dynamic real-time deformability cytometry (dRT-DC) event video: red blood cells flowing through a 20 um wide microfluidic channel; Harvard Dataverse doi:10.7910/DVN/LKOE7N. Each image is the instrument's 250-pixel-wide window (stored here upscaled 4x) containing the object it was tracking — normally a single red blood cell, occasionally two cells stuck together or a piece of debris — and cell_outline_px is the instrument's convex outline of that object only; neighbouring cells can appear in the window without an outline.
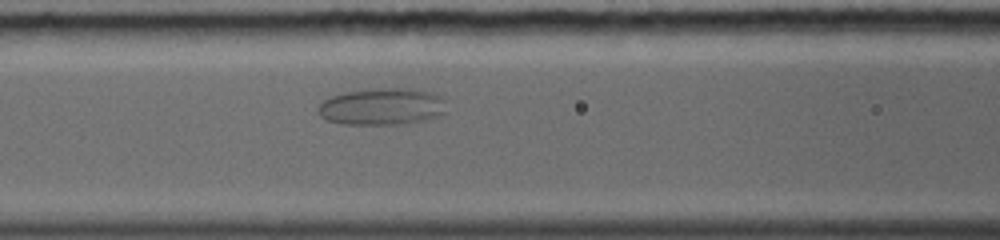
{"species": "common noctule bat (a hibernating species)", "species_latin": "Nyctalus noctula", "temperature_condition": "warm", "stored_images_in_passage": 62, "camera_frame_rate_fps": 5000, "um_per_image_px": 0.085, "animal": {"sex": "female", "body_mass_g": 19.0, "forearm_length_mm": 56.7}, "frame": {"image": 1, "passage_image": 23, "time_ms": 4.4, "image_size_px": [1000, 240], "cell_outline_px": [[448, 100], [444, 112], [440, 116], [424, 120], [404, 124], [344, 124], [328, 120], [320, 116], [316, 112], [316, 108], [324, 100], [332, 96], [344, 92], [380, 88], [408, 88], [432, 92]], "centroid_in_image_um": [32.5, 9.06], "position_along_channel_um": 134.1, "area_um2": 27.86}}
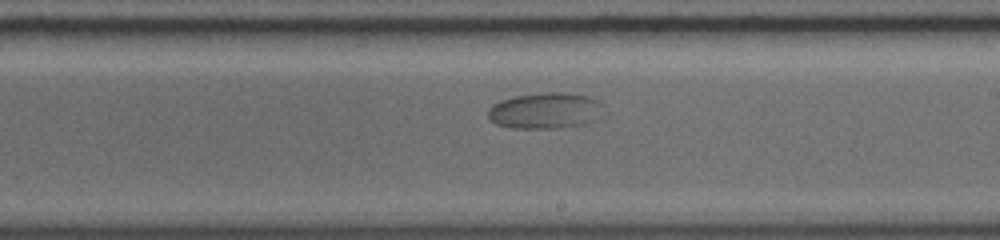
{"frame": {"image": 2, "passage_image": 36, "time_ms": 7.0, "image_size_px": [1000, 240], "cell_outline_px": [[600, 104], [588, 120], [584, 124], [556, 128], [512, 128], [496, 124], [488, 116], [488, 108], [492, 104], [500, 100], [516, 96], [544, 92], [568, 92], [588, 96], [596, 100]], "centroid_in_image_um": [46.18, 9.39], "position_along_channel_um": 242.8, "area_um2": 23.47}}
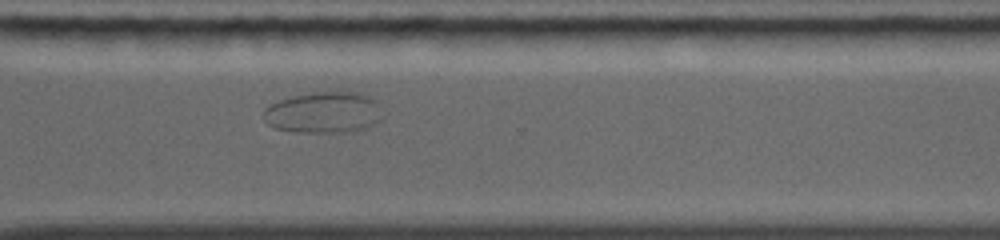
{"frame": {"image": 3, "passage_image": 48, "time_ms": 9.4, "image_size_px": [1000, 240], "cell_outline_px": [[376, 124], [364, 128], [340, 132], [292, 132], [272, 128], [268, 124], [264, 116], [264, 108], [280, 100], [292, 96], [312, 92], [340, 88], [360, 92], [368, 96], [372, 100], [376, 120]], "centroid_in_image_um": [27.39, 9.52], "position_along_channel_um": 343.2, "area_um2": 28.38}}